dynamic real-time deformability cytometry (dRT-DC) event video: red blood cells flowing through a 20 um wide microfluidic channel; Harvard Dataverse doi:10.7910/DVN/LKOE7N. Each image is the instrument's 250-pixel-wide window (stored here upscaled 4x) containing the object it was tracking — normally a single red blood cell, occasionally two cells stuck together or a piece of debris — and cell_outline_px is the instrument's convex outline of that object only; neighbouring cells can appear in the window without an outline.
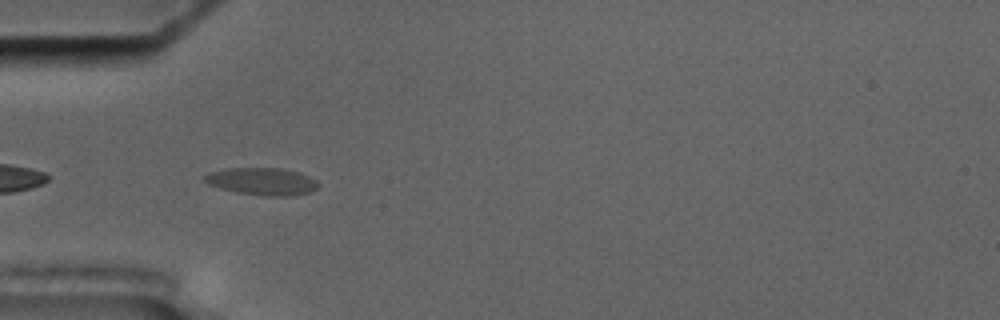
{"species": "common noctule bat (a hibernating species)", "species_latin": "Nyctalus noctula", "temperature_condition": "cold", "stored_images_in_passage": 7, "camera_frame_rate_fps": 3000, "um_per_image_px": 0.085, "animal": {"sex": "male", "body_mass_g": 17.5, "forearm_length_mm": 52.3}, "frame": {"image": 1, "passage_image": 6, "time_ms": 5.667, "image_size_px": [1000, 320], "cell_outline_px": [[320, 184], [316, 188], [308, 192], [288, 196], [268, 196], [236, 192], [220, 188], [208, 184], [204, 180], [204, 176], [208, 172], [224, 168], [280, 168], [300, 172], [316, 180]], "centroid_in_image_um": [22.25, 15.41], "position_along_channel_um": 62.7, "area_um2": 18.09}}